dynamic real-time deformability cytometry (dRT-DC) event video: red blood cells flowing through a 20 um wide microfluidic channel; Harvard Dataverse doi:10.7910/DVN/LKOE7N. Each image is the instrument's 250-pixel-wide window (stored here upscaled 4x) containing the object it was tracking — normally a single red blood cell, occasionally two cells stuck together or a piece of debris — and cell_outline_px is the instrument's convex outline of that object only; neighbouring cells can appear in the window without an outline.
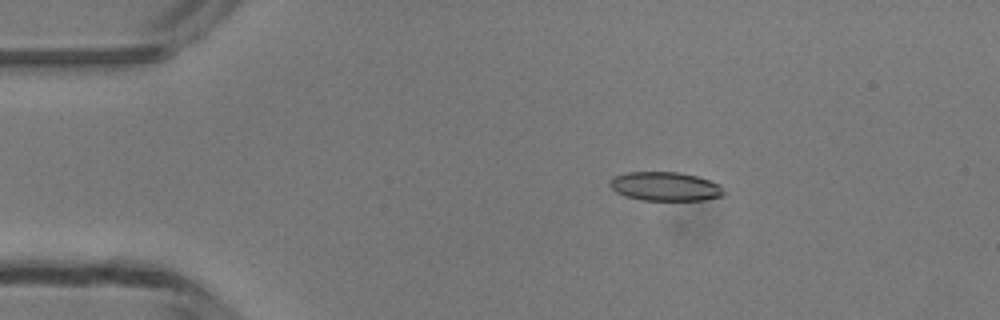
{"species": "common noctule bat (a hibernating species)", "species_latin": "Nyctalus noctula", "temperature_condition": "room temperature", "stored_images_in_passage": 5, "camera_frame_rate_fps": 3000, "um_per_image_px": 0.085, "animal": {"sex": "male", "body_mass_g": 13.3}, "frame": {"image": 1, "passage_image": 3, "time_ms": 2.333, "image_size_px": [1000, 320], "cell_outline_px": [[728, 192], [724, 196], [704, 200], [640, 200], [624, 196], [616, 192], [608, 184], [612, 176], [628, 172], [680, 172], [696, 176], [720, 184]], "centroid_in_image_um": [56.56, 15.85], "position_along_channel_um": 28.4, "area_um2": 19.54}}